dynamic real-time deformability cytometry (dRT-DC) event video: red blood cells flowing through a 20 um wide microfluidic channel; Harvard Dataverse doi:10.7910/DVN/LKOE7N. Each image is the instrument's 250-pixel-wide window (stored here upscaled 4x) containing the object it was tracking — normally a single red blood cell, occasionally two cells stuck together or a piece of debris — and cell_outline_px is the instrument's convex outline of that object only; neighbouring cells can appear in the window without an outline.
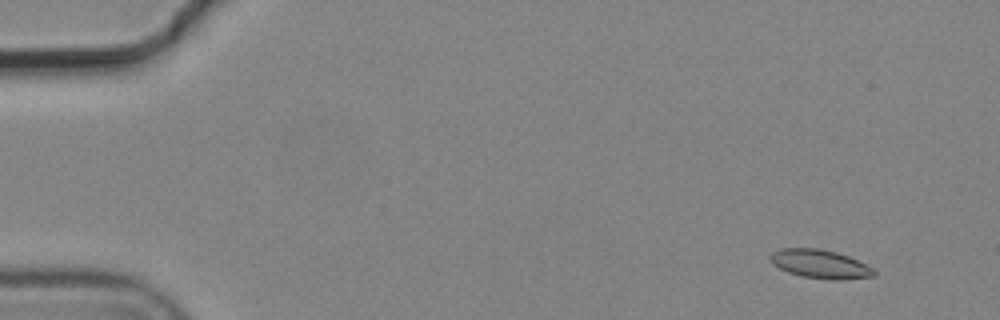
{"species": "common noctule bat (a hibernating species)", "species_latin": "Nyctalus noctula", "temperature_condition": "cold", "stored_images_in_passage": 5, "camera_frame_rate_fps": 3000, "um_per_image_px": 0.085, "animal": {"sex": "male", "body_mass_g": 19.2, "forearm_length_mm": 51.8}, "frame": {"image": 1, "passage_image": 1, "time_ms": 0.0, "image_size_px": [1000, 320], "cell_outline_px": [[876, 276], [840, 280], [832, 280], [804, 276], [788, 272], [772, 264], [768, 260], [768, 256], [772, 252], [780, 248], [820, 248], [836, 252], [848, 256], [872, 268], [876, 272]], "centroid_in_image_um": [69.67, 22.43], "position_along_channel_um": 15.3, "area_um2": 17.34}}